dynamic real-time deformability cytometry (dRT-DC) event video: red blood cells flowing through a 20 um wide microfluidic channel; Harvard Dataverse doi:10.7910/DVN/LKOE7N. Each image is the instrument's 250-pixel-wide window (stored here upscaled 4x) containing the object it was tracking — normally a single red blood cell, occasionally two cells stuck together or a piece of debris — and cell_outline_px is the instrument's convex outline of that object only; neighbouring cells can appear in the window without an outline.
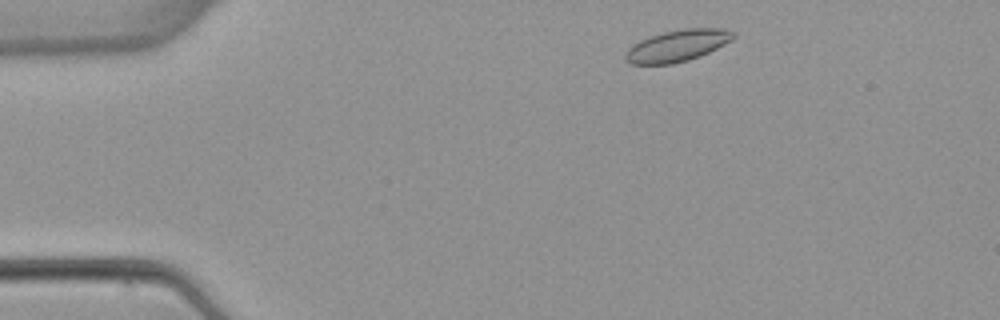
{"species": "common noctule bat (a hibernating species)", "species_latin": "Nyctalus noctula", "temperature_condition": "warm", "stored_images_in_passage": 5, "camera_frame_rate_fps": 3000, "um_per_image_px": 0.085, "animal": {"sex": "female", "body_mass_g": 22.7, "forearm_length_mm": 54.2}, "frame": {"image": 1, "passage_image": 1, "time_ms": 0.0, "image_size_px": [1000, 320], "cell_outline_px": [[736, 36], [732, 40], [700, 56], [688, 60], [672, 64], [628, 64], [624, 60], [624, 56], [628, 48], [632, 44], [640, 40], [664, 32], [684, 28], [724, 28], [736, 32]], "centroid_in_image_um": [57.57, 3.88], "position_along_channel_um": 27.4, "area_um2": 20.0}}
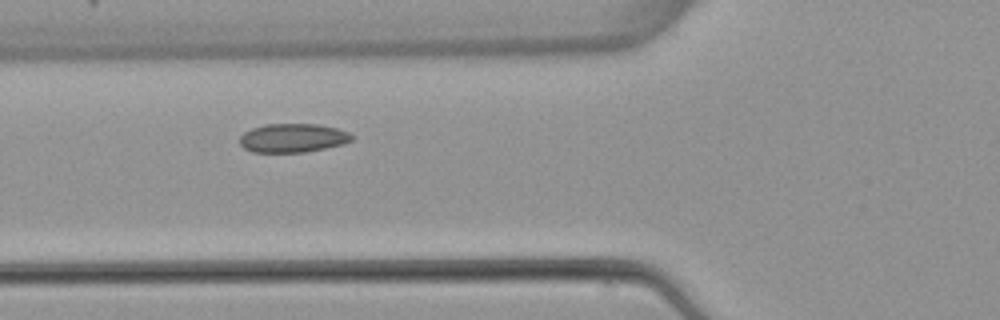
{"frame": {"image": 2, "passage_image": 4, "time_ms": 3.667, "image_size_px": [1000, 320], "cell_outline_px": [[352, 140], [344, 144], [304, 152], [252, 152], [244, 148], [240, 144], [240, 136], [244, 132], [252, 128], [264, 124], [316, 124], [336, 128], [348, 132], [352, 136]], "centroid_in_image_um": [24.86, 11.72], "position_along_channel_um": 100.9, "area_um2": 18.73}}
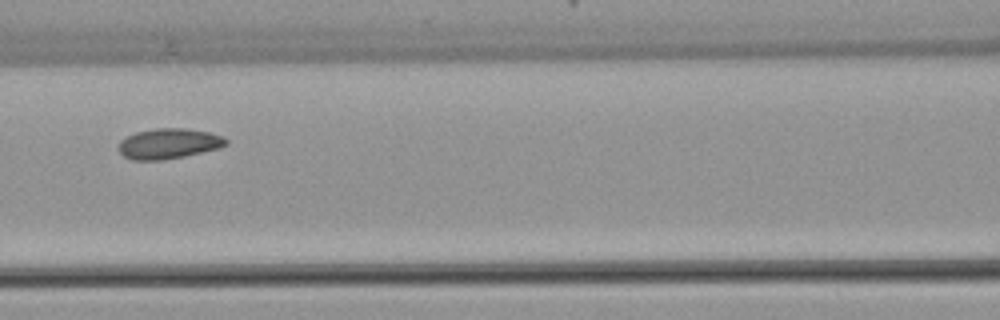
{"frame": {"image": 3, "passage_image": 5, "time_ms": 5.0, "image_size_px": [1000, 320], "cell_outline_px": [[228, 144], [220, 148], [184, 156], [164, 160], [132, 160], [124, 156], [120, 152], [120, 140], [136, 132], [156, 128], [184, 128], [208, 132], [224, 136], [228, 140]], "centroid_in_image_um": [14.38, 12.21], "position_along_channel_um": 152.2, "area_um2": 18.96}}